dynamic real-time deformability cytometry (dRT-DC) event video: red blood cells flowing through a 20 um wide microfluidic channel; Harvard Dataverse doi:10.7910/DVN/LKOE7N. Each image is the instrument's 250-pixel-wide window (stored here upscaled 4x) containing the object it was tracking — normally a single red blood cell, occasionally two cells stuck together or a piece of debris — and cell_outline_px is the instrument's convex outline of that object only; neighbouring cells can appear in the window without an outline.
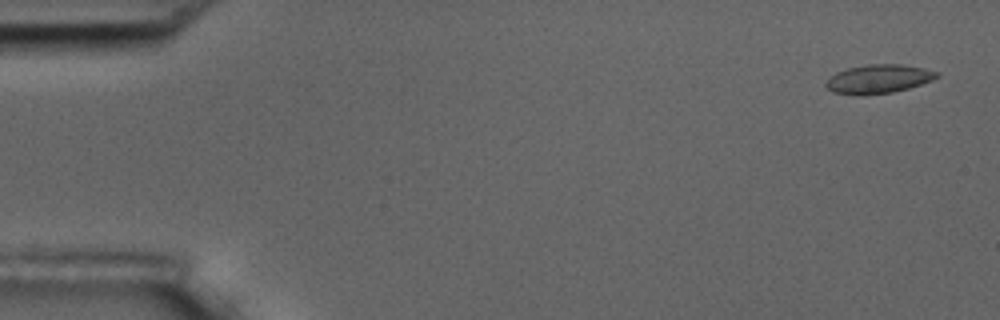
{"species": "common noctule bat (a hibernating species)", "species_latin": "Nyctalus noctula", "temperature_condition": "room temperature", "stored_images_in_passage": 15, "camera_frame_rate_fps": 3000, "um_per_image_px": 0.085, "animal": {"sex": "male", "body_mass_g": 17.5, "forearm_length_mm": 52.3}, "frame": {"image": 1, "passage_image": 1, "time_ms": 0.0, "image_size_px": [1000, 320], "cell_outline_px": [[940, 76], [932, 80], [908, 88], [892, 92], [832, 92], [824, 84], [836, 72], [848, 68], [868, 64], [904, 64], [924, 68], [940, 72]], "centroid_in_image_um": [74.76, 6.65], "position_along_channel_um": 10.2, "area_um2": 17.8}}
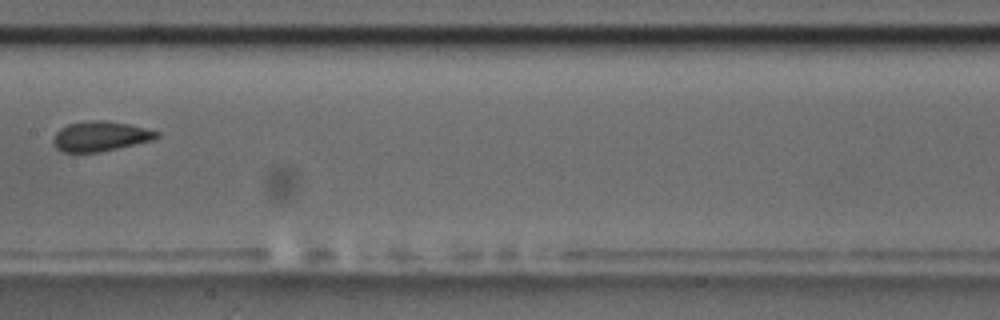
{"frame": {"image": 2, "passage_image": 8, "time_ms": 9.0, "image_size_px": [1000, 320], "cell_outline_px": [[160, 136], [152, 140], [100, 152], [64, 152], [56, 148], [52, 144], [52, 140], [56, 132], [60, 128], [68, 124], [88, 120], [108, 120], [128, 124], [160, 132]], "centroid_in_image_um": [8.5, 11.57], "position_along_channel_um": 198.9, "area_um2": 18.09}}
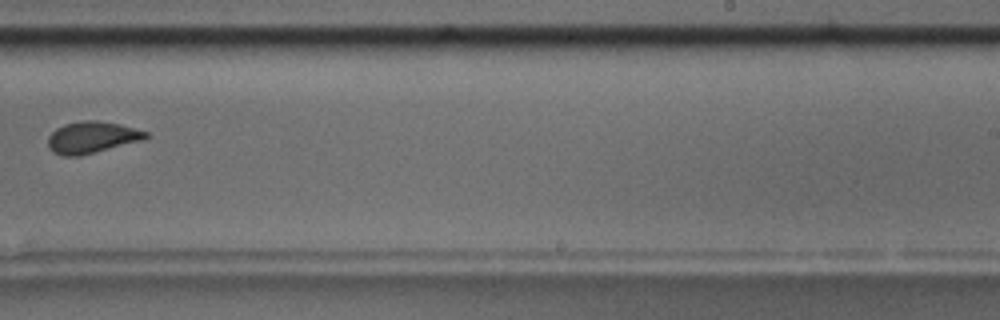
{"frame": {"image": 3, "passage_image": 10, "time_ms": 11.333, "image_size_px": [1000, 320], "cell_outline_px": [[148, 136], [144, 140], [80, 156], [60, 156], [52, 152], [48, 148], [48, 136], [56, 128], [64, 124], [84, 120], [96, 120], [120, 124], [148, 132]], "centroid_in_image_um": [7.79, 11.68], "position_along_channel_um": 281.2, "area_um2": 18.21}, "authors_computed_cell_mechanics": {"area_um2": 18.207, "velocity_mm_per_s": 3.5275, "shape_relaxation_time_tau1_ms": 3.577, "shape_relaxation_time_tau2_ms": null, "deformation_change_tau1": 0.0651, "deformation_change_tau2": null}}